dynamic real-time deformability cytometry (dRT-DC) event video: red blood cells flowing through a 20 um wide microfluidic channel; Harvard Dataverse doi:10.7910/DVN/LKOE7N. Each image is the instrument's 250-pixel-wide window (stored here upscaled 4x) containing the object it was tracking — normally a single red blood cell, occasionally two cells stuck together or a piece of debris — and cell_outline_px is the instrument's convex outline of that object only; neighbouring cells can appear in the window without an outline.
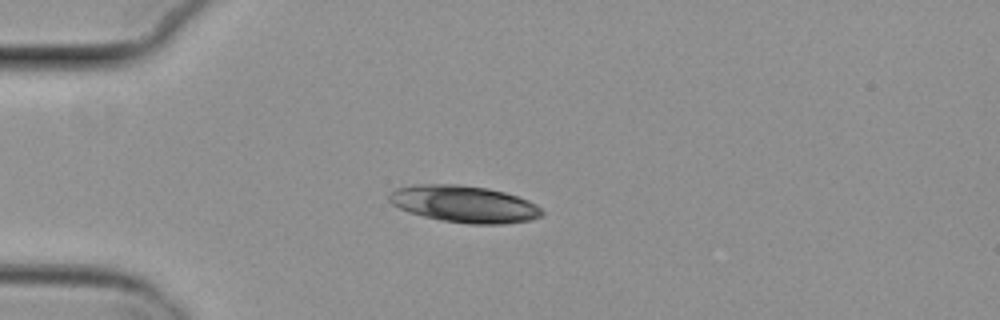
{"species": "common noctule bat (a hibernating species)", "species_latin": "Nyctalus noctula", "temperature_condition": "cold", "stored_images_in_passage": 44, "camera_frame_rate_fps": 3000, "um_per_image_px": 0.085, "animal": {"sex": "female", "body_mass_g": 29.2, "forearm_length_mm": 56.3}, "frame": {"image": 1, "passage_image": 10, "time_ms": 3.0, "image_size_px": [1000, 320], "cell_outline_px": [[544, 212], [540, 216], [532, 220], [504, 224], [468, 224], [440, 220], [408, 212], [392, 204], [388, 200], [388, 192], [396, 188], [412, 184], [460, 184], [488, 188], [504, 192], [528, 200], [536, 204]], "centroid_in_image_um": [39.42, 17.34], "position_along_channel_um": 45.6, "area_um2": 33.12}}